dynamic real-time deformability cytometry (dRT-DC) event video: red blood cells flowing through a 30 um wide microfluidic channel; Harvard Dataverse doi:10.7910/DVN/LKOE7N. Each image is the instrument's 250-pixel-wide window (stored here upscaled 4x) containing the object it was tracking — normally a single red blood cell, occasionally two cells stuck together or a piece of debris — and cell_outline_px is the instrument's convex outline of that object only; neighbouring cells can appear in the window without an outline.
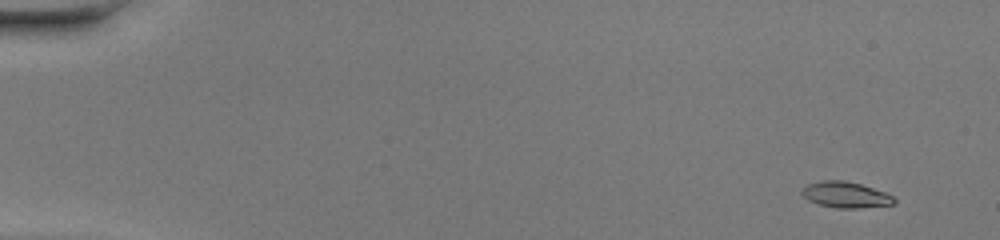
{"species": "common noctule bat (a hibernating species)", "species_latin": "Nyctalus noctula", "temperature_condition": "warm", "stored_images_in_passage": 48, "camera_frame_rate_fps": 3000, "um_per_image_px": 0.085, "animal": {"sex": "female", "body_mass_g": 20.0, "forearm_length_mm": 54.0}, "frame": {"image": 1, "passage_image": 3, "time_ms": 0.667, "image_size_px": [1000, 240], "cell_outline_px": [[896, 204], [860, 208], [836, 208], [820, 204], [808, 200], [800, 192], [808, 184], [820, 180], [844, 180], [860, 184], [884, 192], [892, 196], [896, 200]], "centroid_in_image_um": [71.88, 16.56], "position_along_channel_um": 13.1, "area_um2": 13.87}}
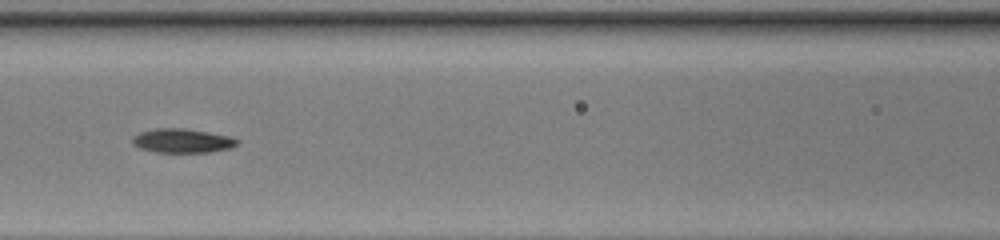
{"frame": {"image": 2, "passage_image": 23, "time_ms": 7.333, "image_size_px": [1000, 240], "cell_outline_px": [[240, 140], [232, 148], [208, 152], [156, 152], [140, 148], [132, 144], [132, 136], [140, 132], [156, 128], [184, 128], [232, 136]], "centroid_in_image_um": [15.5, 11.96], "position_along_channel_um": 151.1, "area_um2": 14.8}}
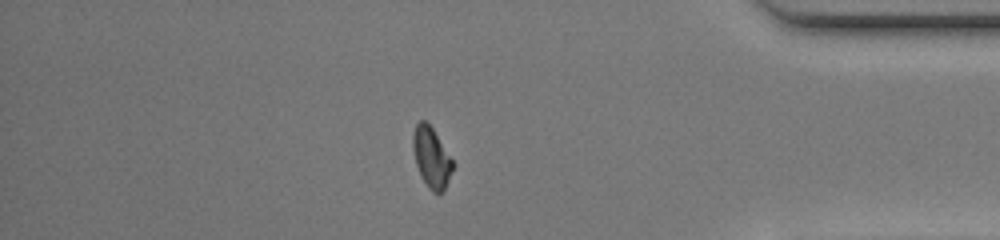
{"frame": {"image": 3, "passage_image": 42, "time_ms": 13.667, "image_size_px": [1000, 240], "cell_outline_px": [[456, 164], [444, 192], [432, 192], [428, 188], [416, 164], [412, 148], [412, 132], [416, 124], [420, 120], [424, 120], [432, 128]], "centroid_in_image_um": [36.69, 13.39], "position_along_channel_um": 398.5, "area_um2": 14.16}, "authors_computed_cell_mechanics": {"area_um2": 14.2477, "velocity_mm_per_s": 4.3363, "shape_relaxation_time_tau1_ms": 3.1002, "shape_relaxation_time_tau2_ms": 2.9027, "deformation_change_tau1": 0.1754, "deformation_change_tau2": 0.0787}}